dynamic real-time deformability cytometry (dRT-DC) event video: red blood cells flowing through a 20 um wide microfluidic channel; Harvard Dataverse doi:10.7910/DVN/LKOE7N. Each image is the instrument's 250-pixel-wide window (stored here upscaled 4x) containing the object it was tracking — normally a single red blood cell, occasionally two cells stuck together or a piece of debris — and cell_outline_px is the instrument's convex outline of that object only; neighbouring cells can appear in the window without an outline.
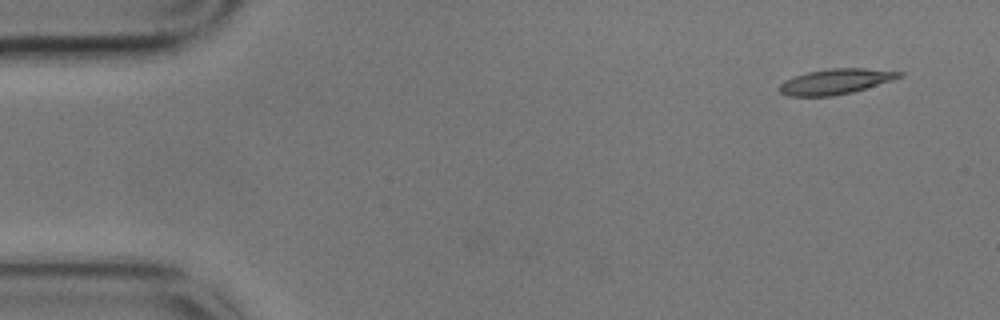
{"species": "common noctule bat (a hibernating species)", "species_latin": "Nyctalus noctula", "temperature_condition": "cold", "stored_images_in_passage": 9, "camera_frame_rate_fps": 3000, "um_per_image_px": 0.085, "animal": {"sex": "male", "body_mass_g": 17.9}, "frame": {"image": 1, "passage_image": 1, "time_ms": 0.0, "image_size_px": [1000, 320], "cell_outline_px": [[904, 76], [892, 80], [852, 92], [832, 96], [788, 96], [780, 92], [776, 88], [784, 80], [808, 72], [828, 68], [864, 68], [904, 72]], "centroid_in_image_um": [71.01, 6.93], "position_along_channel_um": 14.0, "area_um2": 17.69}}
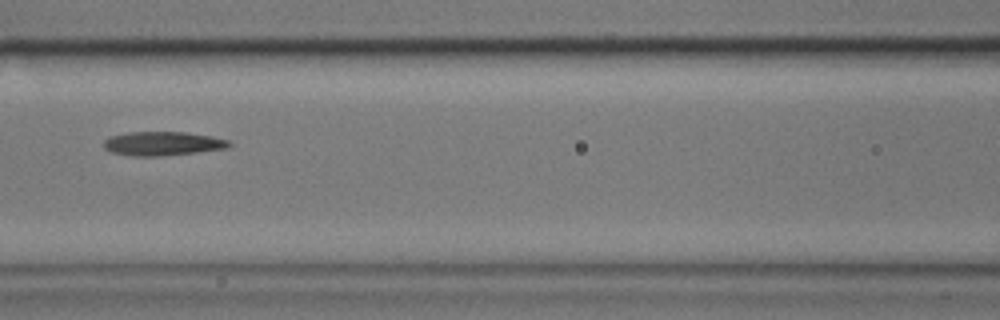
{"frame": {"image": 2, "passage_image": 7, "time_ms": 2.0, "image_size_px": [1000, 320], "cell_outline_px": [[232, 144], [228, 148], [196, 152], [160, 156], [132, 156], [112, 152], [104, 148], [104, 140], [108, 136], [128, 132], [184, 132], [212, 136], [228, 140]], "centroid_in_image_um": [13.81, 12.2], "position_along_channel_um": 152.8, "area_um2": 17.51}}